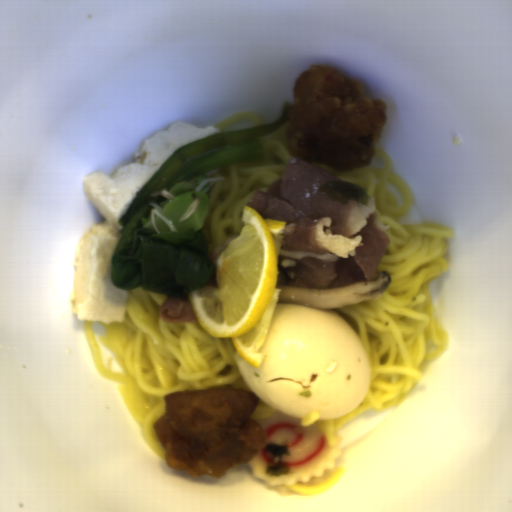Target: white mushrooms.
<instances>
[{
	"label": "white mushrooms",
	"instance_id": "white-mushrooms-1",
	"mask_svg": "<svg viewBox=\"0 0 512 512\" xmlns=\"http://www.w3.org/2000/svg\"><path fill=\"white\" fill-rule=\"evenodd\" d=\"M390 286L388 271L375 273L372 281L354 282L335 288H292L277 282L280 289L277 301L304 304L319 309H329L377 298Z\"/></svg>",
	"mask_w": 512,
	"mask_h": 512
},
{
	"label": "white mushrooms",
	"instance_id": "white-mushrooms-2",
	"mask_svg": "<svg viewBox=\"0 0 512 512\" xmlns=\"http://www.w3.org/2000/svg\"><path fill=\"white\" fill-rule=\"evenodd\" d=\"M151 206H153V208L150 210V220L147 221L145 224H143V228H147L149 227L150 225H152L154 231L159 235L161 234L157 224H156V218H155V215L158 216L163 222H165L171 232L173 233H178V230H177V227L176 225L174 224L173 220L171 218H169L168 216H166L165 214L162 213L163 209L162 207H160L159 205H157L156 203H154L153 201H151L150 203Z\"/></svg>",
	"mask_w": 512,
	"mask_h": 512
},
{
	"label": "white mushrooms",
	"instance_id": "white-mushrooms-3",
	"mask_svg": "<svg viewBox=\"0 0 512 512\" xmlns=\"http://www.w3.org/2000/svg\"><path fill=\"white\" fill-rule=\"evenodd\" d=\"M192 196L194 198V201L181 215L179 222L187 221L188 217L198 208V206L200 204L199 195L193 194Z\"/></svg>",
	"mask_w": 512,
	"mask_h": 512
},
{
	"label": "white mushrooms",
	"instance_id": "white-mushrooms-4",
	"mask_svg": "<svg viewBox=\"0 0 512 512\" xmlns=\"http://www.w3.org/2000/svg\"><path fill=\"white\" fill-rule=\"evenodd\" d=\"M149 196L150 197H156V196H163V197H166L170 200H173L174 198H176V195L170 193L167 191V188H163V189H160V190H156V191H153L151 193H149Z\"/></svg>",
	"mask_w": 512,
	"mask_h": 512
}]
</instances>
